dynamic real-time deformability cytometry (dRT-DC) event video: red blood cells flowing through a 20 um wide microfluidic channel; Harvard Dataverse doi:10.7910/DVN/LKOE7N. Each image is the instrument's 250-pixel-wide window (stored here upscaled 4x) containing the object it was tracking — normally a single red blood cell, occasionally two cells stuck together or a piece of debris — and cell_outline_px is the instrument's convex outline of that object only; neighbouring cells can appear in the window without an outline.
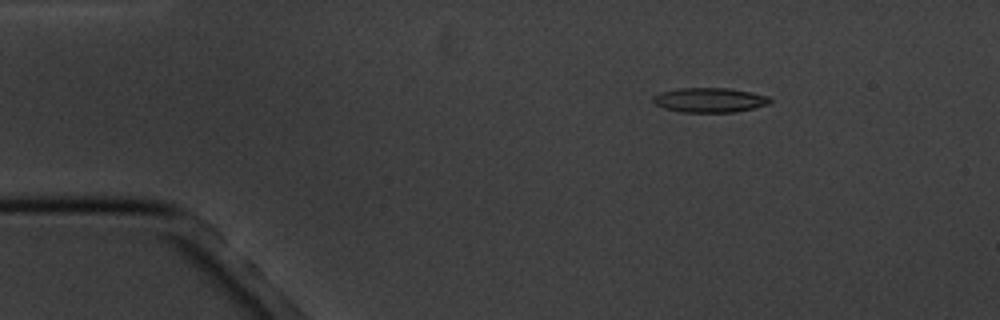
{"species": "common noctule bat (a hibernating species)", "species_latin": "Nyctalus noctula", "temperature_condition": "cold", "stored_images_in_passage": 4, "camera_frame_rate_fps": 3000, "um_per_image_px": 0.085, "animal": {"sex": "male", "body_mass_g": 20.1, "forearm_length_mm": 53.5}, "frame": {"image": 1, "passage_image": 2, "time_ms": 1.0, "image_size_px": [1000, 320], "cell_outline_px": [[772, 100], [768, 104], [736, 112], [680, 112], [664, 108], [656, 104], [652, 100], [652, 96], [660, 92], [676, 88], [728, 88], [752, 92], [768, 96]], "centroid_in_image_um": [60.29, 8.5], "position_along_channel_um": 24.7, "area_um2": 16.82}}